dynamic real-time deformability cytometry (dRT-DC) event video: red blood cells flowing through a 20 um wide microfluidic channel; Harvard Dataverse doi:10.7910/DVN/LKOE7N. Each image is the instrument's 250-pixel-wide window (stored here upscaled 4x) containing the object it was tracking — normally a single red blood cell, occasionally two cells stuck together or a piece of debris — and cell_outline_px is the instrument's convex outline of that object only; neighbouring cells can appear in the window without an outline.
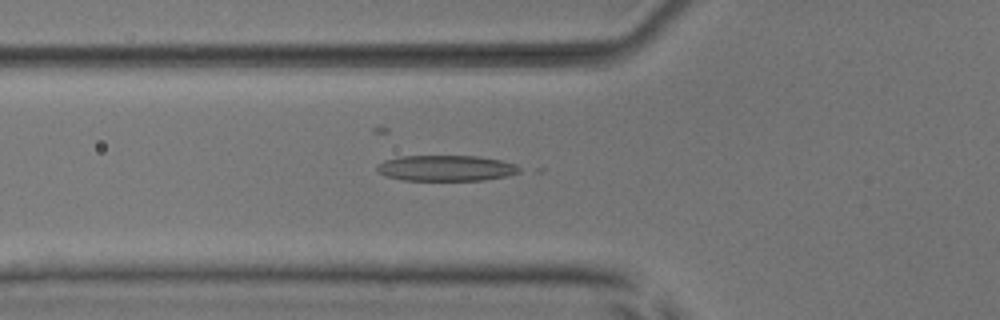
{"species": "common noctule bat (a hibernating species)", "species_latin": "Nyctalus noctula", "temperature_condition": "room temperature", "stored_images_in_passage": 45, "camera_frame_rate_fps": 3000, "um_per_image_px": 0.085, "animal": {"sex": "male", "body_mass_g": 17.9, "forearm_length_mm": 54.2}, "frame": {"image": 1, "passage_image": 16, "time_ms": 5.0, "image_size_px": [1000, 320], "cell_outline_px": [[524, 168], [520, 172], [504, 176], [484, 180], [404, 180], [388, 176], [380, 172], [376, 168], [384, 160], [400, 156], [480, 156], [500, 160], [516, 164]], "centroid_in_image_um": [37.98, 14.28], "position_along_channel_um": 87.8, "area_um2": 21.27}}
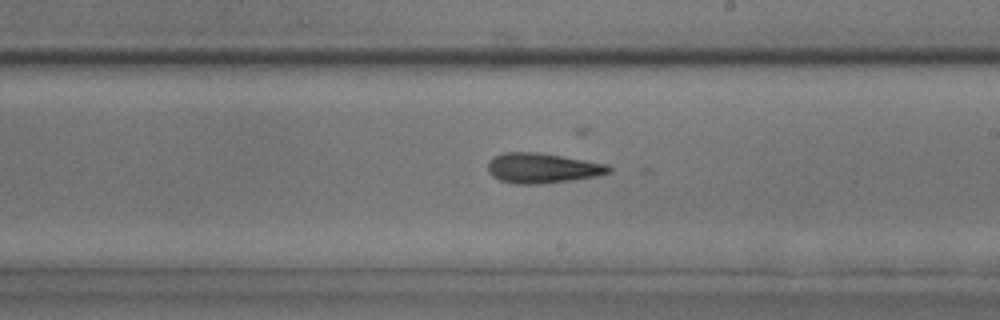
{"frame": {"image": 2, "passage_image": 28, "time_ms": 9.0, "image_size_px": [1000, 320], "cell_outline_px": [[612, 172], [596, 176], [572, 180], [536, 184], [516, 184], [500, 180], [492, 176], [488, 172], [488, 164], [492, 156], [504, 152], [536, 152], [608, 164], [612, 168]], "centroid_in_image_um": [46.08, 14.29], "position_along_channel_um": 242.9, "area_um2": 21.15}}
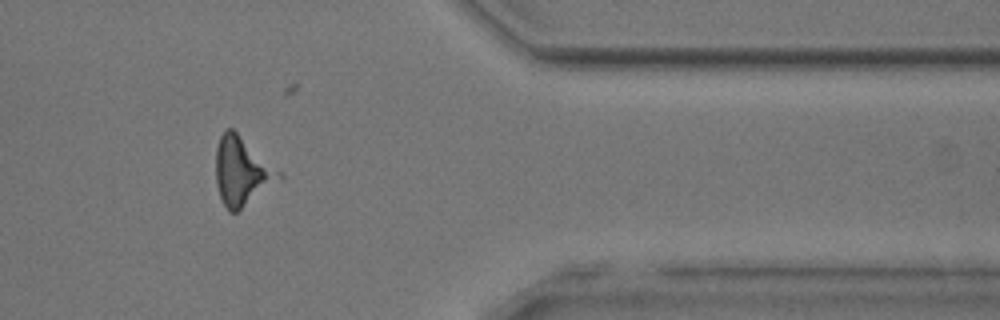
{"frame": {"image": 3, "passage_image": 41, "time_ms": 13.333, "image_size_px": [1000, 320], "cell_outline_px": [[284, 176], [236, 212], [228, 212], [220, 196], [216, 184], [216, 148], [220, 136], [224, 128], [232, 128], [280, 172]], "centroid_in_image_um": [20.51, 14.55], "position_along_channel_um": 390.9, "area_um2": 24.45}, "authors_computed_cell_mechanics": {"area_um2": 20.8658, "velocity_mm_per_s": 3.8832, "shape_relaxation_time_tau1_ms": 6.241, "shape_relaxation_time_tau2_ms": 5.1452, "deformation_change_tau1": 0.2043, "deformation_change_tau2": 0.2015}}